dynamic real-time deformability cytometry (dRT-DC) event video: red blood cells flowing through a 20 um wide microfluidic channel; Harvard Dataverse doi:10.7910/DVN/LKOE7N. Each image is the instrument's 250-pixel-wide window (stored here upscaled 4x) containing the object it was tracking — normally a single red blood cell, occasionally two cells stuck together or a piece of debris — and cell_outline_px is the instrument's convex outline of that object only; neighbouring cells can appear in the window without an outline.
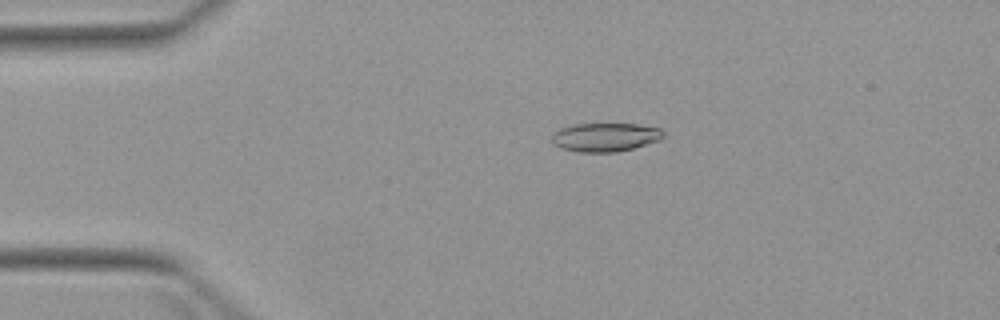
{"species": "Egyptian fruit bat (a non-hibernating species)", "species_latin": "Rousettus aegyptiacus", "temperature_condition": "warm", "stored_images_in_passage": 5, "camera_frame_rate_fps": 3000, "um_per_image_px": 0.085, "animal": {"sex": "female"}, "frame": {"image": 1, "passage_image": 5, "time_ms": 4.667, "image_size_px": [1000, 320], "cell_outline_px": [[664, 136], [660, 140], [632, 148], [616, 152], [580, 152], [560, 148], [552, 144], [552, 136], [560, 128], [576, 124], [640, 124], [660, 128], [664, 132]], "centroid_in_image_um": [51.45, 11.66], "position_along_channel_um": 33.5, "area_um2": 18.61}}